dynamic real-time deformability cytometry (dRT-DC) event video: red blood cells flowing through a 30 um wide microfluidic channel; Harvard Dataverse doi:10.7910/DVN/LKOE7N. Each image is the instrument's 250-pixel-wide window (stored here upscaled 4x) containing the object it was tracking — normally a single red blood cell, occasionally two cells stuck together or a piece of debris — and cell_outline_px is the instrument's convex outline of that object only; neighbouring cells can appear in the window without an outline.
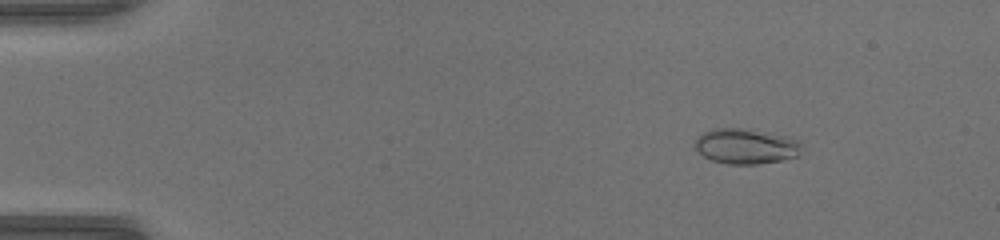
{"species": "common noctule bat (a hibernating species)", "species_latin": "Nyctalus noctula", "temperature_condition": "warm", "stored_images_in_passage": 29, "camera_frame_rate_fps": 3000, "um_per_image_px": 0.085, "animal": {"sex": "female", "body_mass_g": 17.0, "forearm_length_mm": 48.0}, "frame": {"image": 1, "passage_image": 7, "time_ms": 2.0, "image_size_px": [1000, 240], "cell_outline_px": [[800, 156], [780, 160], [756, 164], [728, 164], [712, 160], [704, 156], [692, 144], [696, 136], [712, 128], [748, 128], [792, 136], [800, 140]], "centroid_in_image_um": [63.41, 12.4], "position_along_channel_um": 21.6, "area_um2": 22.43}}
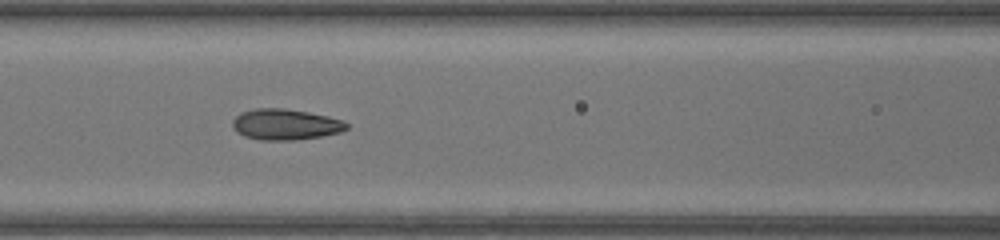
{"frame": {"image": 2, "passage_image": 23, "time_ms": 7.333, "image_size_px": [1000, 240], "cell_outline_px": [[348, 128], [340, 132], [320, 136], [296, 140], [260, 140], [244, 136], [236, 132], [232, 128], [232, 120], [240, 112], [256, 108], [284, 108], [308, 112], [328, 116], [344, 120], [348, 124]], "centroid_in_image_um": [24.23, 10.57], "position_along_channel_um": 142.4, "area_um2": 20.69}}
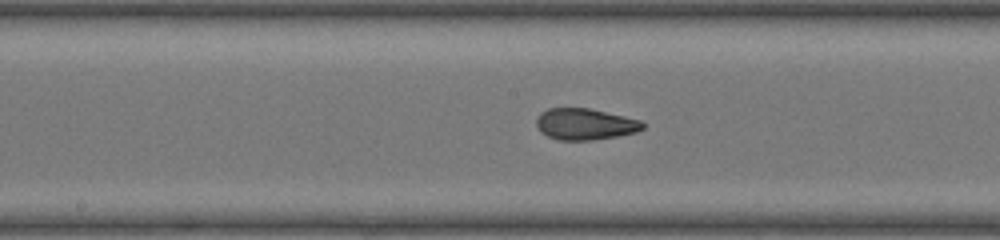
{"frame": {"image": 3, "passage_image": 27, "time_ms": 8.667, "image_size_px": [1000, 240], "cell_outline_px": [[644, 128], [636, 132], [616, 136], [592, 140], [556, 140], [540, 132], [536, 124], [536, 120], [540, 112], [548, 108], [588, 108], [624, 116], [640, 120], [644, 124]], "centroid_in_image_um": [49.69, 10.55], "position_along_channel_um": 198.5, "area_um2": 19.42}}